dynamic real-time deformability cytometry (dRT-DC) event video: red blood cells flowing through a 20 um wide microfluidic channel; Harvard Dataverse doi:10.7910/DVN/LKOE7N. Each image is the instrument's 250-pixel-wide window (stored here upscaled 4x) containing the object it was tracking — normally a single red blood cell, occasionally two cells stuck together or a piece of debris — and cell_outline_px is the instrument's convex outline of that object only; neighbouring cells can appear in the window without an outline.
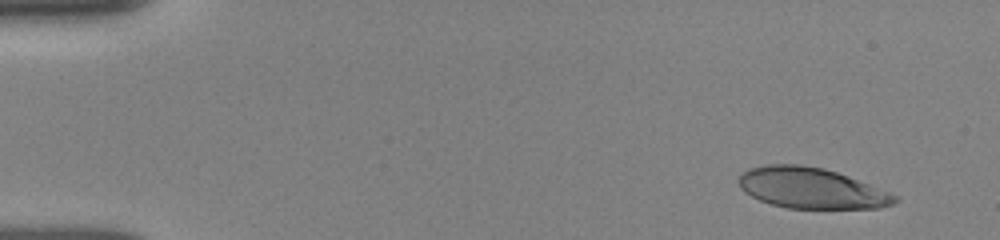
{"species": "human", "species_latin": "Homo sapiens", "temperature_condition": "room temperature", "stored_images_in_passage": 5, "camera_frame_rate_fps": 3000, "um_per_image_px": 0.085, "donor": {"sex": "female"}, "frame": {"image": 1, "passage_image": 1, "time_ms": 0.0, "image_size_px": [1000, 240], "cell_outline_px": [[900, 200], [892, 204], [880, 208], [788, 208], [772, 204], [760, 200], [744, 192], [740, 188], [740, 172], [748, 168], [768, 164], [800, 164], [824, 168], [848, 176], [900, 196]], "centroid_in_image_um": [68.96, 15.98], "position_along_channel_um": 16.0, "area_um2": 37.05}}
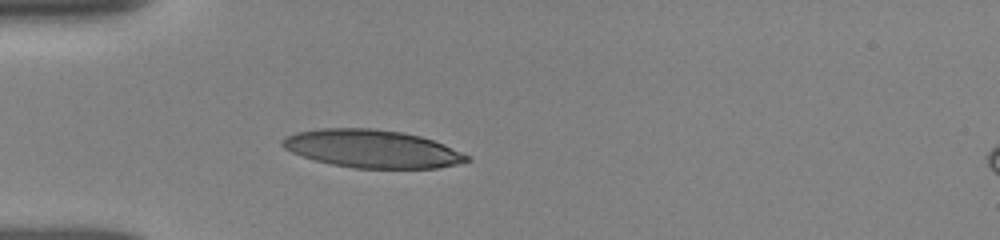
{"frame": {"image": 2, "passage_image": 5, "time_ms": 3.667, "image_size_px": [1000, 240], "cell_outline_px": [[472, 160], [456, 164], [436, 168], [352, 168], [332, 164], [316, 160], [292, 152], [284, 148], [280, 144], [280, 140], [284, 136], [296, 132], [320, 128], [372, 128], [404, 132], [420, 136], [444, 144], [472, 156]], "centroid_in_image_um": [31.63, 12.64], "position_along_channel_um": 53.4, "area_um2": 40.92}}